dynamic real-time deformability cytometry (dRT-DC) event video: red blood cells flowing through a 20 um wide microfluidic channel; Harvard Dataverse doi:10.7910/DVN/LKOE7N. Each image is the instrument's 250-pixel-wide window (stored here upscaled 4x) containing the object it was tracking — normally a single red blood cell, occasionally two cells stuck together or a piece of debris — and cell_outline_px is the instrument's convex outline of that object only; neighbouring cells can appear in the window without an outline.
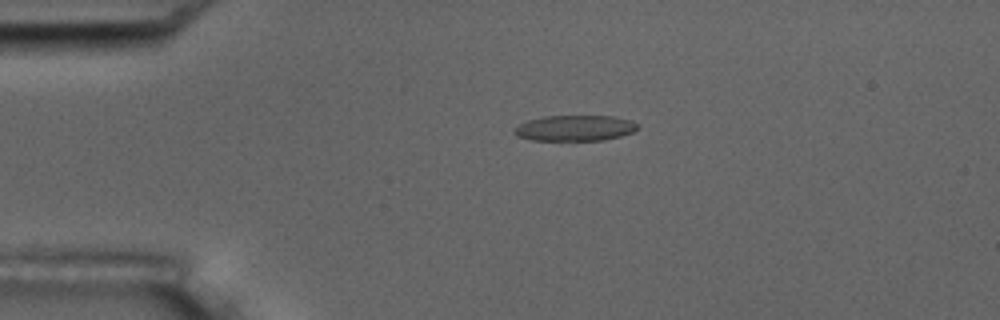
{"species": "common noctule bat (a hibernating species)", "species_latin": "Nyctalus noctula", "temperature_condition": "room temperature", "stored_images_in_passage": 4, "camera_frame_rate_fps": 3000, "um_per_image_px": 0.085, "animal": {"sex": "male", "body_mass_g": 17.5, "forearm_length_mm": 52.3}, "frame": {"image": 1, "passage_image": 3, "time_ms": 3.0, "image_size_px": [1000, 320], "cell_outline_px": [[640, 128], [632, 132], [620, 136], [604, 140], [532, 140], [516, 136], [512, 132], [520, 124], [528, 120], [544, 116], [612, 116], [632, 120]], "centroid_in_image_um": [48.87, 10.88], "position_along_channel_um": 36.1, "area_um2": 18.44}}